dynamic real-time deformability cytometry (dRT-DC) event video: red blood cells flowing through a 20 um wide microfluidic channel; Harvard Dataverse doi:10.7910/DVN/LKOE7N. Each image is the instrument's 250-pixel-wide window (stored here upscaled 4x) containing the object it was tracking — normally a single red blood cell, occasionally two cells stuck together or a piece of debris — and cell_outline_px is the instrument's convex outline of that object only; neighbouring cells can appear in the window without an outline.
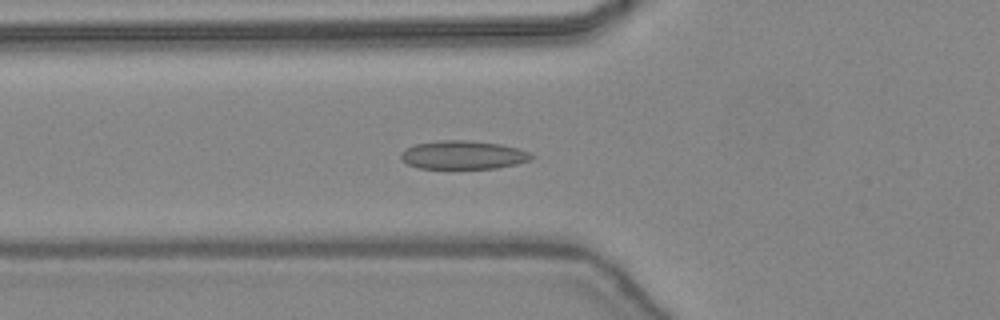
{"species": "common noctule bat (a hibernating species)", "species_latin": "Nyctalus noctula", "temperature_condition": "warm", "stored_images_in_passage": 47, "camera_frame_rate_fps": 3000, "um_per_image_px": 0.085, "animal": {"sex": "female", "body_mass_g": 24.6, "forearm_length_mm": 56.2}, "frame": {"image": 1, "passage_image": 18, "time_ms": 5.667, "image_size_px": [1000, 320], "cell_outline_px": [[536, 156], [532, 160], [516, 164], [496, 168], [420, 168], [408, 164], [400, 156], [400, 152], [404, 148], [416, 144], [440, 140], [468, 140], [500, 144], [516, 148], [528, 152]], "centroid_in_image_um": [39.37, 13.16], "position_along_channel_um": 86.4, "area_um2": 21.62}}
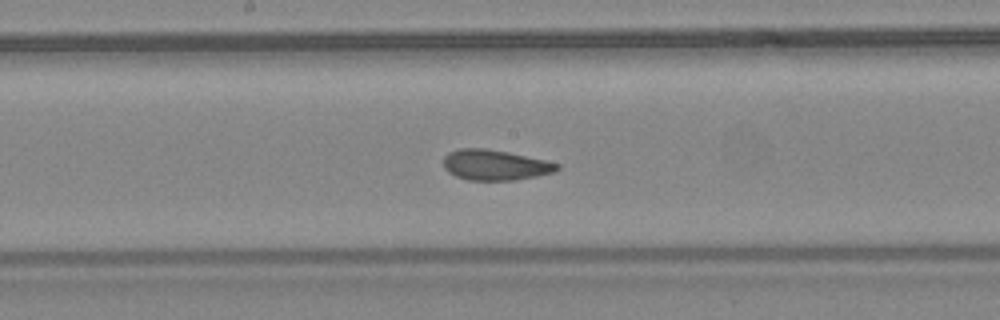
{"frame": {"image": 2, "passage_image": 26, "time_ms": 8.333, "image_size_px": [1000, 320], "cell_outline_px": [[560, 168], [552, 172], [536, 176], [516, 180], [468, 180], [456, 176], [448, 172], [444, 168], [444, 156], [448, 152], [460, 148], [484, 148], [508, 152], [544, 160], [560, 164]], "centroid_in_image_um": [42.05, 14.02], "position_along_channel_um": 206.2, "area_um2": 20.06}}
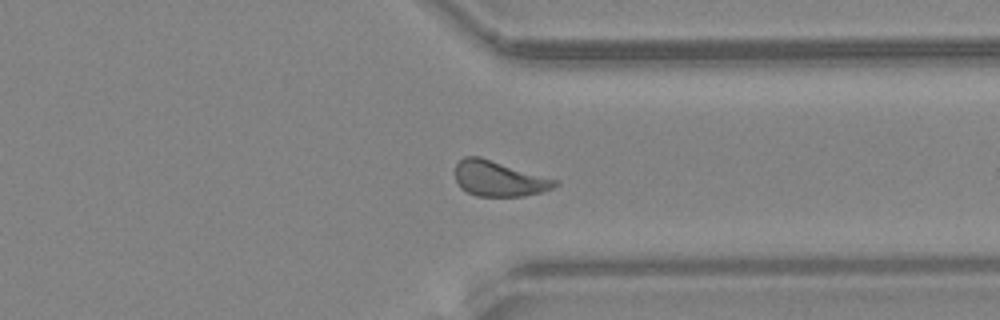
{"frame": {"image": 3, "passage_image": 37, "time_ms": 12.0, "image_size_px": [1000, 320], "cell_outline_px": [[560, 184], [552, 188], [540, 192], [524, 196], [476, 196], [460, 188], [456, 180], [456, 164], [464, 156], [480, 156], [560, 180]], "centroid_in_image_um": [42.44, 15.18], "position_along_channel_um": 369.0, "area_um2": 20.75}, "authors_computed_cell_mechanics": {"area_um2": 20.6924, "velocity_mm_per_s": 4.4453, "shape_relaxation_time_tau1_ms": 5.7932, "shape_relaxation_time_tau2_ms": 1.2961, "deformation_change_tau1": 0.144, "deformation_change_tau2": 0.0622}}